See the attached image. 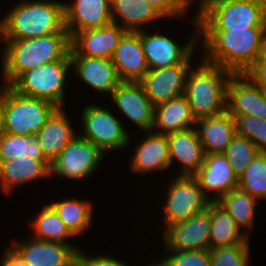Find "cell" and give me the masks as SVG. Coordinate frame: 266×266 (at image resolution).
<instances>
[{
    "label": "cell",
    "instance_id": "obj_1",
    "mask_svg": "<svg viewBox=\"0 0 266 266\" xmlns=\"http://www.w3.org/2000/svg\"><path fill=\"white\" fill-rule=\"evenodd\" d=\"M265 31L266 27L199 30L202 58L233 74H243L258 59Z\"/></svg>",
    "mask_w": 266,
    "mask_h": 266
},
{
    "label": "cell",
    "instance_id": "obj_2",
    "mask_svg": "<svg viewBox=\"0 0 266 266\" xmlns=\"http://www.w3.org/2000/svg\"><path fill=\"white\" fill-rule=\"evenodd\" d=\"M0 84L10 85L26 70L58 60H71V37L69 33L20 40H0Z\"/></svg>",
    "mask_w": 266,
    "mask_h": 266
},
{
    "label": "cell",
    "instance_id": "obj_3",
    "mask_svg": "<svg viewBox=\"0 0 266 266\" xmlns=\"http://www.w3.org/2000/svg\"><path fill=\"white\" fill-rule=\"evenodd\" d=\"M11 5L0 20V40L69 33L62 0H20Z\"/></svg>",
    "mask_w": 266,
    "mask_h": 266
},
{
    "label": "cell",
    "instance_id": "obj_4",
    "mask_svg": "<svg viewBox=\"0 0 266 266\" xmlns=\"http://www.w3.org/2000/svg\"><path fill=\"white\" fill-rule=\"evenodd\" d=\"M200 60L188 71L184 93L195 119L218 116L227 111V85L233 75L202 57Z\"/></svg>",
    "mask_w": 266,
    "mask_h": 266
},
{
    "label": "cell",
    "instance_id": "obj_5",
    "mask_svg": "<svg viewBox=\"0 0 266 266\" xmlns=\"http://www.w3.org/2000/svg\"><path fill=\"white\" fill-rule=\"evenodd\" d=\"M195 14L199 30L266 27L265 0H199Z\"/></svg>",
    "mask_w": 266,
    "mask_h": 266
},
{
    "label": "cell",
    "instance_id": "obj_6",
    "mask_svg": "<svg viewBox=\"0 0 266 266\" xmlns=\"http://www.w3.org/2000/svg\"><path fill=\"white\" fill-rule=\"evenodd\" d=\"M71 60H58L21 73L9 86L16 92L67 107L66 89ZM66 86V87H65Z\"/></svg>",
    "mask_w": 266,
    "mask_h": 266
},
{
    "label": "cell",
    "instance_id": "obj_7",
    "mask_svg": "<svg viewBox=\"0 0 266 266\" xmlns=\"http://www.w3.org/2000/svg\"><path fill=\"white\" fill-rule=\"evenodd\" d=\"M56 108L48 101L20 94L9 85H3L4 133L36 135Z\"/></svg>",
    "mask_w": 266,
    "mask_h": 266
},
{
    "label": "cell",
    "instance_id": "obj_8",
    "mask_svg": "<svg viewBox=\"0 0 266 266\" xmlns=\"http://www.w3.org/2000/svg\"><path fill=\"white\" fill-rule=\"evenodd\" d=\"M115 114V115H114ZM82 133L78 135L97 146L105 155L110 152L127 149L132 137L127 127L123 126L116 113L105 106L87 104L81 110Z\"/></svg>",
    "mask_w": 266,
    "mask_h": 266
},
{
    "label": "cell",
    "instance_id": "obj_9",
    "mask_svg": "<svg viewBox=\"0 0 266 266\" xmlns=\"http://www.w3.org/2000/svg\"><path fill=\"white\" fill-rule=\"evenodd\" d=\"M166 183L163 206L159 210L163 217V232L168 226L187 221L196 213L205 210L211 200L203 193L193 176H173ZM168 186V187H166Z\"/></svg>",
    "mask_w": 266,
    "mask_h": 266
},
{
    "label": "cell",
    "instance_id": "obj_10",
    "mask_svg": "<svg viewBox=\"0 0 266 266\" xmlns=\"http://www.w3.org/2000/svg\"><path fill=\"white\" fill-rule=\"evenodd\" d=\"M193 33L190 34L185 44H178L177 39L166 33L148 29L140 31L141 45L149 69L165 68L182 62H195L193 57L196 47L199 46V24L194 12L190 17Z\"/></svg>",
    "mask_w": 266,
    "mask_h": 266
},
{
    "label": "cell",
    "instance_id": "obj_11",
    "mask_svg": "<svg viewBox=\"0 0 266 266\" xmlns=\"http://www.w3.org/2000/svg\"><path fill=\"white\" fill-rule=\"evenodd\" d=\"M104 157L97 146L77 134L51 163V178L84 182L97 172Z\"/></svg>",
    "mask_w": 266,
    "mask_h": 266
},
{
    "label": "cell",
    "instance_id": "obj_12",
    "mask_svg": "<svg viewBox=\"0 0 266 266\" xmlns=\"http://www.w3.org/2000/svg\"><path fill=\"white\" fill-rule=\"evenodd\" d=\"M210 212L208 207L187 221L168 226L161 234L163 251L210 249Z\"/></svg>",
    "mask_w": 266,
    "mask_h": 266
},
{
    "label": "cell",
    "instance_id": "obj_13",
    "mask_svg": "<svg viewBox=\"0 0 266 266\" xmlns=\"http://www.w3.org/2000/svg\"><path fill=\"white\" fill-rule=\"evenodd\" d=\"M8 247L28 266H76L78 246L43 241L31 236L8 244Z\"/></svg>",
    "mask_w": 266,
    "mask_h": 266
},
{
    "label": "cell",
    "instance_id": "obj_14",
    "mask_svg": "<svg viewBox=\"0 0 266 266\" xmlns=\"http://www.w3.org/2000/svg\"><path fill=\"white\" fill-rule=\"evenodd\" d=\"M192 62H182L170 67L149 69L139 81L154 107L184 95L187 74Z\"/></svg>",
    "mask_w": 266,
    "mask_h": 266
},
{
    "label": "cell",
    "instance_id": "obj_15",
    "mask_svg": "<svg viewBox=\"0 0 266 266\" xmlns=\"http://www.w3.org/2000/svg\"><path fill=\"white\" fill-rule=\"evenodd\" d=\"M108 98L138 129L152 130L154 106L139 82H121Z\"/></svg>",
    "mask_w": 266,
    "mask_h": 266
},
{
    "label": "cell",
    "instance_id": "obj_16",
    "mask_svg": "<svg viewBox=\"0 0 266 266\" xmlns=\"http://www.w3.org/2000/svg\"><path fill=\"white\" fill-rule=\"evenodd\" d=\"M193 177L211 201H218L224 194L237 188L239 183L224 153L206 154L202 166Z\"/></svg>",
    "mask_w": 266,
    "mask_h": 266
},
{
    "label": "cell",
    "instance_id": "obj_17",
    "mask_svg": "<svg viewBox=\"0 0 266 266\" xmlns=\"http://www.w3.org/2000/svg\"><path fill=\"white\" fill-rule=\"evenodd\" d=\"M139 143L134 145L133 155L130 156V171L146 177L149 173H163L171 168L167 135L144 131ZM145 175V176H144Z\"/></svg>",
    "mask_w": 266,
    "mask_h": 266
},
{
    "label": "cell",
    "instance_id": "obj_18",
    "mask_svg": "<svg viewBox=\"0 0 266 266\" xmlns=\"http://www.w3.org/2000/svg\"><path fill=\"white\" fill-rule=\"evenodd\" d=\"M227 112L266 120V94L243 74H233L227 85Z\"/></svg>",
    "mask_w": 266,
    "mask_h": 266
},
{
    "label": "cell",
    "instance_id": "obj_19",
    "mask_svg": "<svg viewBox=\"0 0 266 266\" xmlns=\"http://www.w3.org/2000/svg\"><path fill=\"white\" fill-rule=\"evenodd\" d=\"M126 32L118 24L76 32L71 37L70 56L111 59L119 40Z\"/></svg>",
    "mask_w": 266,
    "mask_h": 266
},
{
    "label": "cell",
    "instance_id": "obj_20",
    "mask_svg": "<svg viewBox=\"0 0 266 266\" xmlns=\"http://www.w3.org/2000/svg\"><path fill=\"white\" fill-rule=\"evenodd\" d=\"M70 59L71 74L74 72L76 79L79 78L93 92L105 93L108 98L121 83L111 59L85 56H70Z\"/></svg>",
    "mask_w": 266,
    "mask_h": 266
},
{
    "label": "cell",
    "instance_id": "obj_21",
    "mask_svg": "<svg viewBox=\"0 0 266 266\" xmlns=\"http://www.w3.org/2000/svg\"><path fill=\"white\" fill-rule=\"evenodd\" d=\"M64 13L70 37L76 32L104 27L112 22L111 0L64 1Z\"/></svg>",
    "mask_w": 266,
    "mask_h": 266
},
{
    "label": "cell",
    "instance_id": "obj_22",
    "mask_svg": "<svg viewBox=\"0 0 266 266\" xmlns=\"http://www.w3.org/2000/svg\"><path fill=\"white\" fill-rule=\"evenodd\" d=\"M111 61L121 82H139L149 70L140 32L126 31L119 40Z\"/></svg>",
    "mask_w": 266,
    "mask_h": 266
},
{
    "label": "cell",
    "instance_id": "obj_23",
    "mask_svg": "<svg viewBox=\"0 0 266 266\" xmlns=\"http://www.w3.org/2000/svg\"><path fill=\"white\" fill-rule=\"evenodd\" d=\"M51 178V163L29 156L17 157L0 163V190L5 196L22 185Z\"/></svg>",
    "mask_w": 266,
    "mask_h": 266
},
{
    "label": "cell",
    "instance_id": "obj_24",
    "mask_svg": "<svg viewBox=\"0 0 266 266\" xmlns=\"http://www.w3.org/2000/svg\"><path fill=\"white\" fill-rule=\"evenodd\" d=\"M170 163L179 167L174 176H193L204 162L205 153L193 128L167 135ZM173 164V165H172ZM181 168V169H180Z\"/></svg>",
    "mask_w": 266,
    "mask_h": 266
},
{
    "label": "cell",
    "instance_id": "obj_25",
    "mask_svg": "<svg viewBox=\"0 0 266 266\" xmlns=\"http://www.w3.org/2000/svg\"><path fill=\"white\" fill-rule=\"evenodd\" d=\"M65 107L56 108L36 134L45 158L52 163L78 134ZM70 118V119H69ZM73 125V126H72Z\"/></svg>",
    "mask_w": 266,
    "mask_h": 266
},
{
    "label": "cell",
    "instance_id": "obj_26",
    "mask_svg": "<svg viewBox=\"0 0 266 266\" xmlns=\"http://www.w3.org/2000/svg\"><path fill=\"white\" fill-rule=\"evenodd\" d=\"M111 19L126 31L140 32L165 18L147 0H111Z\"/></svg>",
    "mask_w": 266,
    "mask_h": 266
},
{
    "label": "cell",
    "instance_id": "obj_27",
    "mask_svg": "<svg viewBox=\"0 0 266 266\" xmlns=\"http://www.w3.org/2000/svg\"><path fill=\"white\" fill-rule=\"evenodd\" d=\"M193 129L205 155L224 153L237 134L235 119L227 111L218 116L195 119Z\"/></svg>",
    "mask_w": 266,
    "mask_h": 266
},
{
    "label": "cell",
    "instance_id": "obj_28",
    "mask_svg": "<svg viewBox=\"0 0 266 266\" xmlns=\"http://www.w3.org/2000/svg\"><path fill=\"white\" fill-rule=\"evenodd\" d=\"M195 118L185 95L154 107L152 131L169 135L193 128Z\"/></svg>",
    "mask_w": 266,
    "mask_h": 266
},
{
    "label": "cell",
    "instance_id": "obj_29",
    "mask_svg": "<svg viewBox=\"0 0 266 266\" xmlns=\"http://www.w3.org/2000/svg\"><path fill=\"white\" fill-rule=\"evenodd\" d=\"M210 212V249L235 244H250L249 238L235 220L217 201L209 203Z\"/></svg>",
    "mask_w": 266,
    "mask_h": 266
},
{
    "label": "cell",
    "instance_id": "obj_30",
    "mask_svg": "<svg viewBox=\"0 0 266 266\" xmlns=\"http://www.w3.org/2000/svg\"><path fill=\"white\" fill-rule=\"evenodd\" d=\"M79 197L51 201L49 205L56 211L69 230L77 237L90 229L93 221L94 204Z\"/></svg>",
    "mask_w": 266,
    "mask_h": 266
},
{
    "label": "cell",
    "instance_id": "obj_31",
    "mask_svg": "<svg viewBox=\"0 0 266 266\" xmlns=\"http://www.w3.org/2000/svg\"><path fill=\"white\" fill-rule=\"evenodd\" d=\"M217 202L225 208L228 214L235 220V223L250 238V232L255 227L256 206H258L257 203L260 201L237 187L224 194Z\"/></svg>",
    "mask_w": 266,
    "mask_h": 266
},
{
    "label": "cell",
    "instance_id": "obj_32",
    "mask_svg": "<svg viewBox=\"0 0 266 266\" xmlns=\"http://www.w3.org/2000/svg\"><path fill=\"white\" fill-rule=\"evenodd\" d=\"M43 204L37 215L30 219L29 227L32 228L31 236L38 240L70 244L67 240L76 237L58 216L56 211L48 204Z\"/></svg>",
    "mask_w": 266,
    "mask_h": 266
},
{
    "label": "cell",
    "instance_id": "obj_33",
    "mask_svg": "<svg viewBox=\"0 0 266 266\" xmlns=\"http://www.w3.org/2000/svg\"><path fill=\"white\" fill-rule=\"evenodd\" d=\"M23 156L48 161L36 135L23 136L3 133L0 136V163Z\"/></svg>",
    "mask_w": 266,
    "mask_h": 266
},
{
    "label": "cell",
    "instance_id": "obj_34",
    "mask_svg": "<svg viewBox=\"0 0 266 266\" xmlns=\"http://www.w3.org/2000/svg\"><path fill=\"white\" fill-rule=\"evenodd\" d=\"M238 187L259 201L266 200V152H258L239 177Z\"/></svg>",
    "mask_w": 266,
    "mask_h": 266
},
{
    "label": "cell",
    "instance_id": "obj_35",
    "mask_svg": "<svg viewBox=\"0 0 266 266\" xmlns=\"http://www.w3.org/2000/svg\"><path fill=\"white\" fill-rule=\"evenodd\" d=\"M258 152L257 147L249 139L236 134L224 154L239 178Z\"/></svg>",
    "mask_w": 266,
    "mask_h": 266
},
{
    "label": "cell",
    "instance_id": "obj_36",
    "mask_svg": "<svg viewBox=\"0 0 266 266\" xmlns=\"http://www.w3.org/2000/svg\"><path fill=\"white\" fill-rule=\"evenodd\" d=\"M251 248V244H235L209 249L210 266H248Z\"/></svg>",
    "mask_w": 266,
    "mask_h": 266
},
{
    "label": "cell",
    "instance_id": "obj_37",
    "mask_svg": "<svg viewBox=\"0 0 266 266\" xmlns=\"http://www.w3.org/2000/svg\"><path fill=\"white\" fill-rule=\"evenodd\" d=\"M232 117L237 134L249 139L259 152H266V120L249 115Z\"/></svg>",
    "mask_w": 266,
    "mask_h": 266
},
{
    "label": "cell",
    "instance_id": "obj_38",
    "mask_svg": "<svg viewBox=\"0 0 266 266\" xmlns=\"http://www.w3.org/2000/svg\"><path fill=\"white\" fill-rule=\"evenodd\" d=\"M164 257L156 262L155 266H210L209 250L193 251H164Z\"/></svg>",
    "mask_w": 266,
    "mask_h": 266
},
{
    "label": "cell",
    "instance_id": "obj_39",
    "mask_svg": "<svg viewBox=\"0 0 266 266\" xmlns=\"http://www.w3.org/2000/svg\"><path fill=\"white\" fill-rule=\"evenodd\" d=\"M166 20L189 19L187 15L193 4L190 0H147ZM189 11V12H188Z\"/></svg>",
    "mask_w": 266,
    "mask_h": 266
},
{
    "label": "cell",
    "instance_id": "obj_40",
    "mask_svg": "<svg viewBox=\"0 0 266 266\" xmlns=\"http://www.w3.org/2000/svg\"><path fill=\"white\" fill-rule=\"evenodd\" d=\"M85 252L84 249L78 252L76 266H129L119 258L110 256V254L106 255V253H104L101 255L99 253V255L89 256V254L87 255Z\"/></svg>",
    "mask_w": 266,
    "mask_h": 266
},
{
    "label": "cell",
    "instance_id": "obj_41",
    "mask_svg": "<svg viewBox=\"0 0 266 266\" xmlns=\"http://www.w3.org/2000/svg\"><path fill=\"white\" fill-rule=\"evenodd\" d=\"M243 75L253 84L266 91V60L257 59Z\"/></svg>",
    "mask_w": 266,
    "mask_h": 266
},
{
    "label": "cell",
    "instance_id": "obj_42",
    "mask_svg": "<svg viewBox=\"0 0 266 266\" xmlns=\"http://www.w3.org/2000/svg\"><path fill=\"white\" fill-rule=\"evenodd\" d=\"M0 256V266H28L8 246Z\"/></svg>",
    "mask_w": 266,
    "mask_h": 266
},
{
    "label": "cell",
    "instance_id": "obj_43",
    "mask_svg": "<svg viewBox=\"0 0 266 266\" xmlns=\"http://www.w3.org/2000/svg\"><path fill=\"white\" fill-rule=\"evenodd\" d=\"M4 133L3 124V85L0 84V136Z\"/></svg>",
    "mask_w": 266,
    "mask_h": 266
},
{
    "label": "cell",
    "instance_id": "obj_44",
    "mask_svg": "<svg viewBox=\"0 0 266 266\" xmlns=\"http://www.w3.org/2000/svg\"><path fill=\"white\" fill-rule=\"evenodd\" d=\"M258 59L266 60V31L264 32L262 39H261Z\"/></svg>",
    "mask_w": 266,
    "mask_h": 266
},
{
    "label": "cell",
    "instance_id": "obj_45",
    "mask_svg": "<svg viewBox=\"0 0 266 266\" xmlns=\"http://www.w3.org/2000/svg\"><path fill=\"white\" fill-rule=\"evenodd\" d=\"M190 1H191L192 4L196 3V1H197V4H198L199 0H196V1L195 0H190Z\"/></svg>",
    "mask_w": 266,
    "mask_h": 266
},
{
    "label": "cell",
    "instance_id": "obj_46",
    "mask_svg": "<svg viewBox=\"0 0 266 266\" xmlns=\"http://www.w3.org/2000/svg\"><path fill=\"white\" fill-rule=\"evenodd\" d=\"M149 263H148V266H155L152 262L149 261Z\"/></svg>",
    "mask_w": 266,
    "mask_h": 266
}]
</instances>
